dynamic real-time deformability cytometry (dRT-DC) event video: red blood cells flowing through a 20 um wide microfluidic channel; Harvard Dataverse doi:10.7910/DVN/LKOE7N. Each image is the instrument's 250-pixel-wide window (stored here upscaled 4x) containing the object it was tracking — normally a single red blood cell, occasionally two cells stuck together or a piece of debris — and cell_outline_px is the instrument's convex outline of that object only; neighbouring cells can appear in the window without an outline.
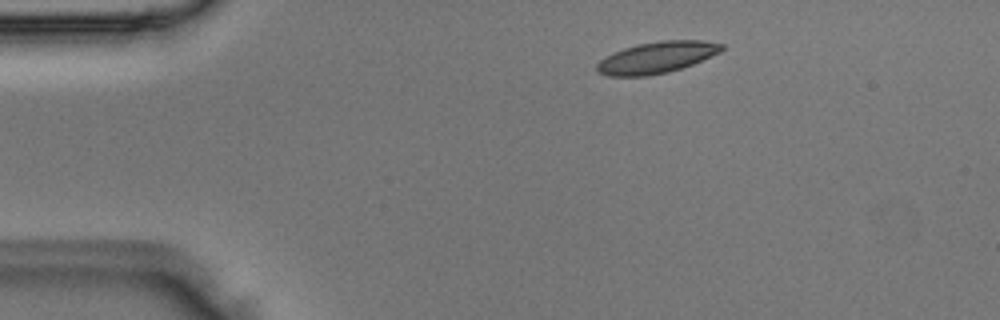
{"species": "Egyptian fruit bat (a non-hibernating species)", "species_latin": "Rousettus aegyptiacus", "temperature_condition": "room temperature", "stored_images_in_passage": 3, "camera_frame_rate_fps": 3000, "um_per_image_px": 0.085, "animal": {"sex": "male"}, "frame": {"image": 1, "passage_image": 2, "time_ms": 0.333, "image_size_px": [1000, 320], "cell_outline_px": [[724, 48], [720, 52], [692, 64], [668, 72], [648, 76], [608, 76], [596, 72], [596, 64], [600, 60], [624, 48], [640, 44], [660, 40], [700, 40], [724, 44]], "centroid_in_image_um": [55.82, 4.89], "position_along_channel_um": 29.2, "area_um2": 22.66}}